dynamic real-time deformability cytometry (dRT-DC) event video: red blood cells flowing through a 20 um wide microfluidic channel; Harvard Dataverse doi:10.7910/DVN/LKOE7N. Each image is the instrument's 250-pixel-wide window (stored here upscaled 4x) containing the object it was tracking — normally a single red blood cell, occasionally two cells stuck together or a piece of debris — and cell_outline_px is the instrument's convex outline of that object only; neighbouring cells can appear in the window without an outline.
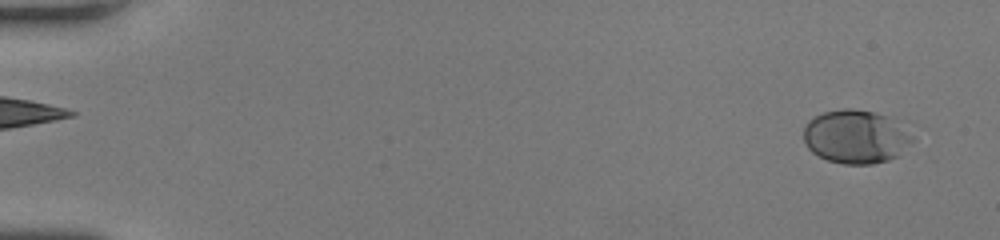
{"species": "human", "species_latin": "Homo sapiens", "temperature_condition": "room temperature", "stored_images_in_passage": 51, "camera_frame_rate_fps": 3000, "um_per_image_px": 0.085, "donor": {"sex": "female"}, "frame": {"image": 1, "passage_image": 3, "time_ms": 0.667, "image_size_px": [1000, 240], "cell_outline_px": [[916, 140], [896, 156], [888, 160], [872, 164], [844, 164], [828, 160], [812, 152], [808, 148], [804, 140], [804, 128], [808, 120], [824, 112], [844, 108], [852, 108], [872, 112], [908, 120]], "centroid_in_image_um": [72.88, 11.58], "position_along_channel_um": 12.1, "area_um2": 34.97}}
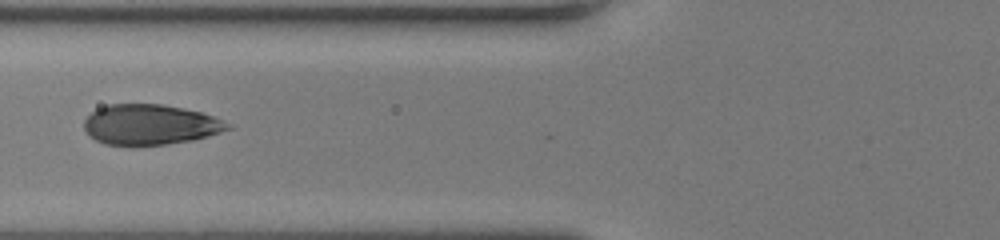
{"frame": {"image": 2, "passage_image": 22, "time_ms": 7.0, "image_size_px": [1000, 240], "cell_outline_px": [[232, 128], [208, 136], [192, 140], [168, 144], [128, 148], [104, 144], [88, 136], [84, 128], [84, 120], [96, 108], [108, 104], [164, 104], [184, 108], [200, 112], [212, 116], [232, 124]], "centroid_in_image_um": [12.72, 10.62], "position_along_channel_um": 113.1, "area_um2": 34.56}}
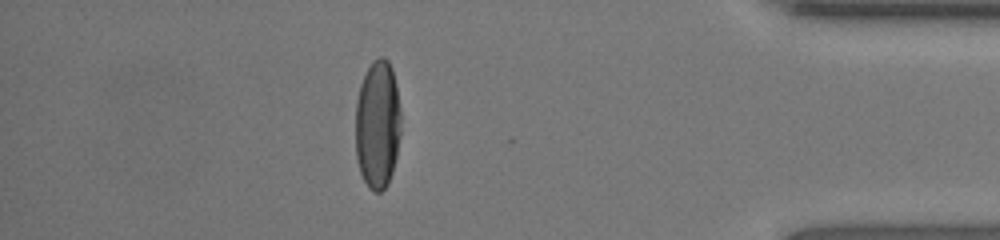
{"frame": {"image": 3, "passage_image": 45, "time_ms": 14.667, "image_size_px": [1000, 240], "cell_outline_px": [[400, 136], [396, 156], [392, 172], [388, 184], [380, 192], [372, 192], [368, 188], [360, 172], [356, 160], [356, 100], [360, 84], [372, 60], [380, 56], [384, 56], [388, 60], [392, 68], [396, 84], [400, 108]], "centroid_in_image_um": [32.09, 10.58], "position_along_channel_um": 403.1, "area_um2": 34.39}, "authors_computed_cell_mechanics": {"area_um2": 34.391, "velocity_mm_per_s": 4.2407, "shape_relaxation_time_tau1_ms": 3.6595, "shape_relaxation_time_tau2_ms": null, "deformation_change_tau1": 0.1894, "deformation_change_tau2": null}}